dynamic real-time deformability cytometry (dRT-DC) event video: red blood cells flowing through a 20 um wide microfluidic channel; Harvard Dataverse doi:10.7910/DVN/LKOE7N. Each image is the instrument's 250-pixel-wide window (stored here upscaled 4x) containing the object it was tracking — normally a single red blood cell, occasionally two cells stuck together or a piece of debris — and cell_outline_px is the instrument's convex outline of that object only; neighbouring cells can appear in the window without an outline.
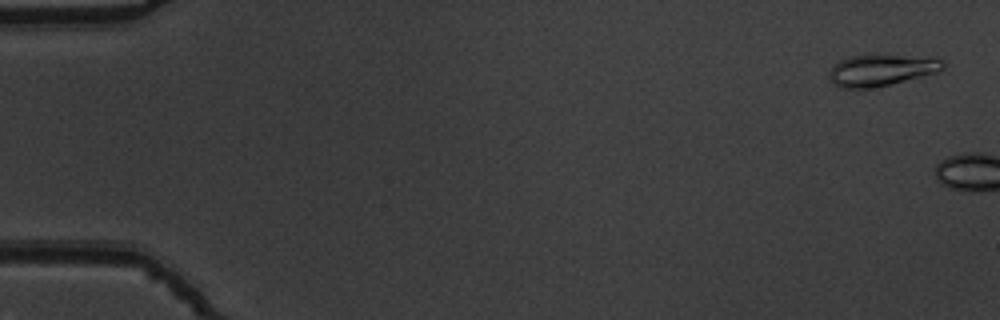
{"species": "common noctule bat (a hibernating species)", "species_latin": "Nyctalus noctula", "temperature_condition": "warm", "stored_images_in_passage": 5, "camera_frame_rate_fps": 3000, "um_per_image_px": 0.085, "animal": {"sex": "male", "body_mass_g": 19.5, "forearm_length_mm": 54.6}, "frame": {"image": 1, "passage_image": 2, "time_ms": 0.333, "image_size_px": [1000, 320], "cell_outline_px": [[944, 68], [936, 72], [892, 84], [868, 88], [840, 88], [832, 84], [828, 76], [828, 72], [840, 60], [852, 56], [936, 56], [944, 60]], "centroid_in_image_um": [74.93, 5.97], "position_along_channel_um": 10.1, "area_um2": 20.75}}